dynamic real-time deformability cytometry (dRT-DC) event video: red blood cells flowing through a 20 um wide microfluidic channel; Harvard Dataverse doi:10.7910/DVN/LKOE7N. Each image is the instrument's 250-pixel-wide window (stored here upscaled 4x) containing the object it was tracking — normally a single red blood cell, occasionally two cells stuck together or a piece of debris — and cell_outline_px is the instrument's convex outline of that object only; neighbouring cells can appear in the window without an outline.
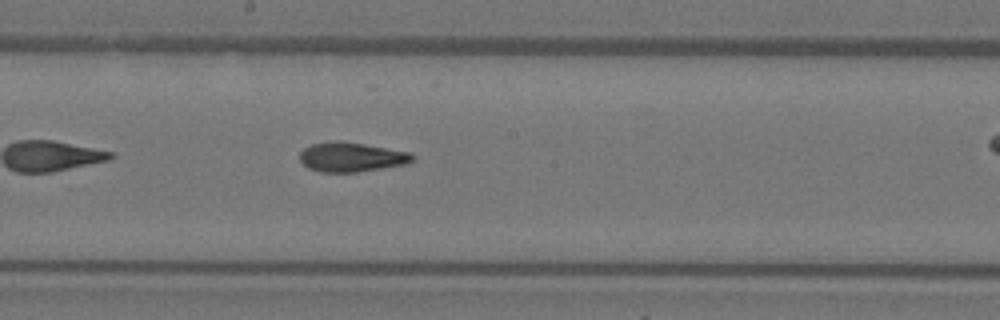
{"species": "Egyptian fruit bat (a non-hibernating species)", "species_latin": "Rousettus aegyptiacus", "temperature_condition": "warm", "stored_images_in_passage": 26, "camera_frame_rate_fps": 3000, "um_per_image_px": 0.085, "animal": {"sex": "female"}, "frame": {"image": 1, "passage_image": 12, "time_ms": 3.667, "image_size_px": [1000, 320], "cell_outline_px": [[416, 156], [408, 164], [356, 172], [320, 172], [308, 168], [300, 160], [300, 152], [304, 148], [312, 144], [336, 140], [364, 144], [408, 152]], "centroid_in_image_um": [29.86, 13.35], "position_along_channel_um": 218.3, "area_um2": 19.25}}